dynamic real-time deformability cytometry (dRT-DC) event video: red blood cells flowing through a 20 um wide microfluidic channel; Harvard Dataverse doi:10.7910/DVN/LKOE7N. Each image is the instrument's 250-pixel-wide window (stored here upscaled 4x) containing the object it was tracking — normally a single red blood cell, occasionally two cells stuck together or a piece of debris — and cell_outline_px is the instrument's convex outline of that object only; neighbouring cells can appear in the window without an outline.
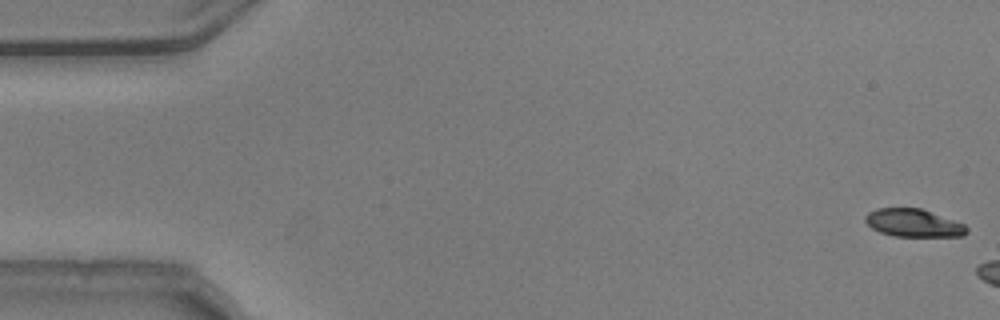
{"species": "common noctule bat (a hibernating species)", "species_latin": "Nyctalus noctula", "temperature_condition": "warm", "stored_images_in_passage": 5, "camera_frame_rate_fps": 3000, "um_per_image_px": 0.085, "animal": {"sex": "male", "body_mass_g": 20.5, "forearm_length_mm": 52.5}, "frame": {"image": 1, "passage_image": 1, "time_ms": 0.0, "image_size_px": [1000, 320], "cell_outline_px": [[968, 232], [964, 236], [892, 236], [880, 232], [872, 228], [864, 220], [864, 216], [868, 212], [876, 208], [920, 208], [964, 224], [968, 228]], "centroid_in_image_um": [77.62, 18.95], "position_along_channel_um": 7.4, "area_um2": 16.42}}